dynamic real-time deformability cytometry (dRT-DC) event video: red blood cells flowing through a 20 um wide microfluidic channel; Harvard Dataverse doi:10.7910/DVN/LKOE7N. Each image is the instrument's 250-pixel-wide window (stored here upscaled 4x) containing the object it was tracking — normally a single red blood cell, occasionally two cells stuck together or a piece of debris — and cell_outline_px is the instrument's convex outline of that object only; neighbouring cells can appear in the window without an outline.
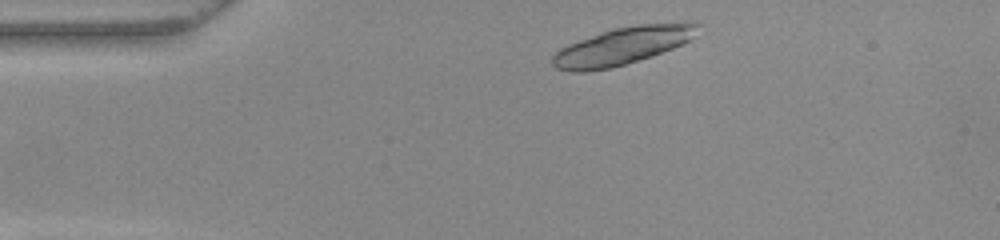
{"species": "common noctule bat (a hibernating species)", "species_latin": "Nyctalus noctula", "temperature_condition": "warm", "stored_images_in_passage": 43, "camera_frame_rate_fps": 3000, "um_per_image_px": 0.085, "animal": {"sex": "female", "body_mass_g": 22.0, "forearm_length_mm": 56.7}, "frame": {"image": 1, "passage_image": 2, "time_ms": 0.333, "image_size_px": [1000, 240], "cell_outline_px": [[704, 24], [684, 44], [652, 56], [612, 68], [588, 72], [572, 72], [556, 68], [552, 64], [552, 56], [560, 48], [568, 44], [600, 32], [612, 28], [636, 24], [680, 20], [696, 20]], "centroid_in_image_um": [53.01, 3.86], "position_along_channel_um": 32.0, "area_um2": 32.71}}